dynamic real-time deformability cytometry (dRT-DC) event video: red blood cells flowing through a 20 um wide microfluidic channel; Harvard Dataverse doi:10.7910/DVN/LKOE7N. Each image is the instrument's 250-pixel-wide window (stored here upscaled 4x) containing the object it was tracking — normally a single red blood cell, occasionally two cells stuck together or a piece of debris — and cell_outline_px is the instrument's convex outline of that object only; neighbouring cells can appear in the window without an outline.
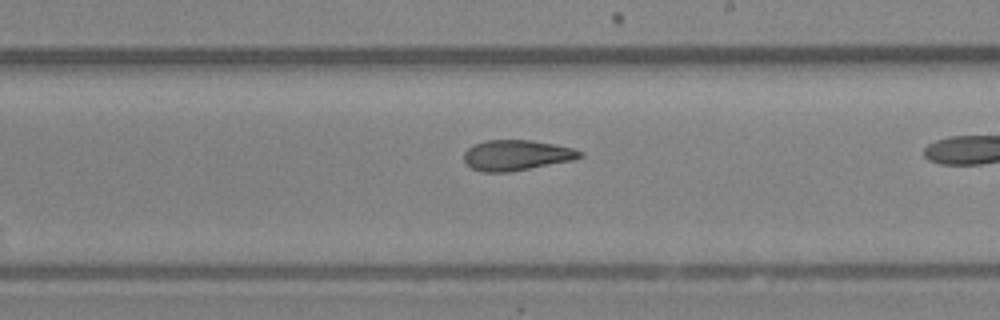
{"species": "Egyptian fruit bat (a non-hibernating species)", "species_latin": "Rousettus aegyptiacus", "temperature_condition": "room temperature", "stored_images_in_passage": 32, "camera_frame_rate_fps": 3000, "um_per_image_px": 0.085, "animal": {"sex": "female"}, "frame": {"image": 1, "passage_image": 23, "time_ms": 7.333, "image_size_px": [1000, 320], "cell_outline_px": [[584, 156], [572, 160], [508, 172], [480, 172], [472, 168], [464, 160], [464, 152], [472, 144], [484, 140], [532, 140], [572, 148], [584, 152]], "centroid_in_image_um": [43.87, 13.18], "position_along_channel_um": 245.1, "area_um2": 20.52}}
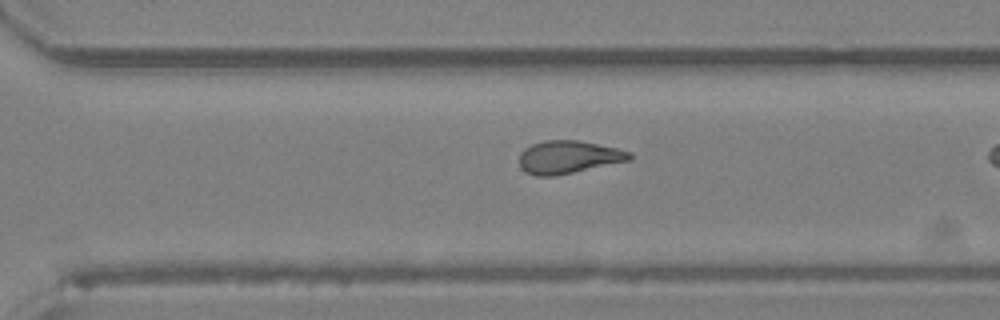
{"frame": {"image": 2, "passage_image": 28, "time_ms": 9.0, "image_size_px": [1000, 320], "cell_outline_px": [[632, 160], [556, 176], [536, 176], [524, 172], [520, 168], [520, 152], [524, 148], [532, 144], [544, 140], [580, 140], [616, 148], [632, 152]], "centroid_in_image_um": [48.31, 13.36], "position_along_channel_um": 322.3, "area_um2": 21.39}}